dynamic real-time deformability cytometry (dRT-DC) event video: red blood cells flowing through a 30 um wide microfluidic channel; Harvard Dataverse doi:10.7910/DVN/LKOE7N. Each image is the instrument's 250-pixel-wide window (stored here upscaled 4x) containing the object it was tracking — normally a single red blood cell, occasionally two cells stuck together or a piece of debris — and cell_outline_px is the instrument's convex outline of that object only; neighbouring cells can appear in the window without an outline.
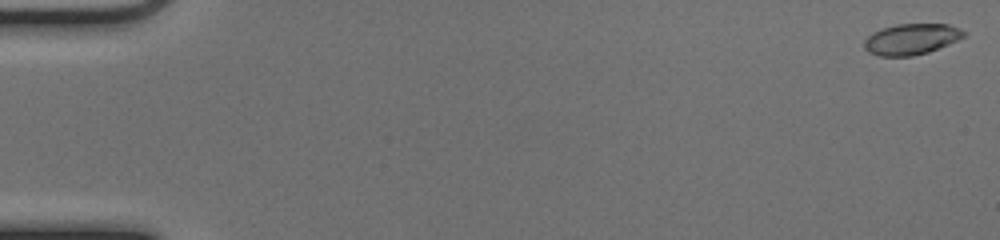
{"species": "common noctule bat (a hibernating species)", "species_latin": "Nyctalus noctula", "temperature_condition": "cold", "stored_images_in_passage": 53, "camera_frame_rate_fps": 3000, "um_per_image_px": 0.085, "animal": {"sex": "female", "body_mass_g": 17.0, "forearm_length_mm": 48.0}, "frame": {"image": 1, "passage_image": 1, "time_ms": 0.0, "image_size_px": [1000, 240], "cell_outline_px": [[968, 32], [964, 36], [948, 44], [928, 52], [912, 56], [880, 56], [868, 52], [864, 48], [864, 40], [872, 32], [896, 24], [948, 24], [960, 28]], "centroid_in_image_um": [77.46, 3.32], "position_along_channel_um": 7.5, "area_um2": 17.92}}
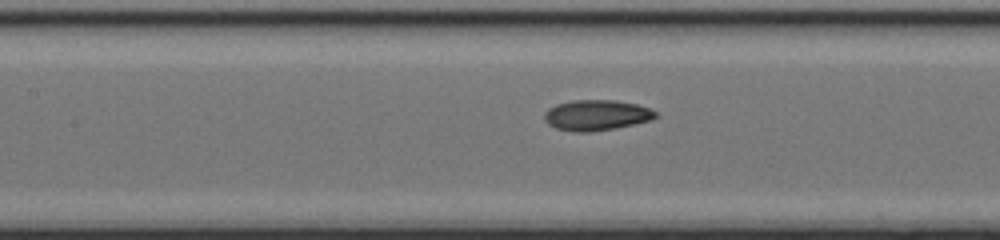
{"frame": {"image": 2, "passage_image": 25, "time_ms": 8.0, "image_size_px": [1000, 240], "cell_outline_px": [[656, 116], [652, 120], [616, 128], [588, 132], [572, 132], [556, 128], [548, 124], [544, 120], [544, 112], [548, 108], [556, 104], [572, 100], [612, 100], [636, 104], [648, 108], [656, 112]], "centroid_in_image_um": [50.65, 9.79], "position_along_channel_um": 156.7, "area_um2": 19.83}}
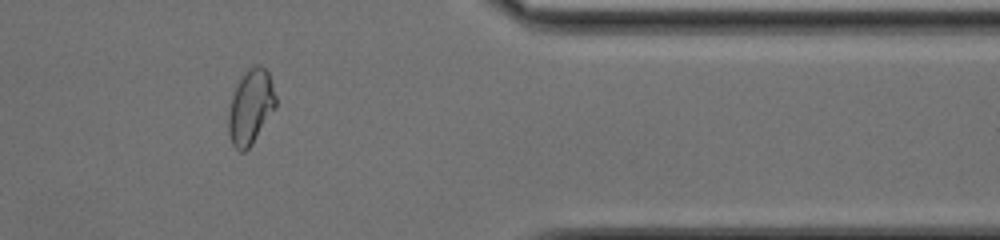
{"frame": {"image": 3, "passage_image": 44, "time_ms": 14.333, "image_size_px": [1000, 240], "cell_outline_px": [[276, 108], [252, 144], [244, 152], [240, 152], [232, 144], [228, 132], [228, 112], [232, 96], [236, 84], [244, 72], [248, 68], [256, 64], [260, 64], [268, 72], [276, 96]], "centroid_in_image_um": [21.3, 9.08], "position_along_channel_um": 390.1, "area_um2": 20.75}, "authors_computed_cell_mechanics": {"area_um2": 19.2474, "velocity_mm_per_s": 3.9831, "shape_relaxation_time_tau1_ms": 8.3333, "shape_relaxation_time_tau2_ms": 1.8481, "deformation_change_tau1": 0.2116, "deformation_change_tau2": 0.0662}}